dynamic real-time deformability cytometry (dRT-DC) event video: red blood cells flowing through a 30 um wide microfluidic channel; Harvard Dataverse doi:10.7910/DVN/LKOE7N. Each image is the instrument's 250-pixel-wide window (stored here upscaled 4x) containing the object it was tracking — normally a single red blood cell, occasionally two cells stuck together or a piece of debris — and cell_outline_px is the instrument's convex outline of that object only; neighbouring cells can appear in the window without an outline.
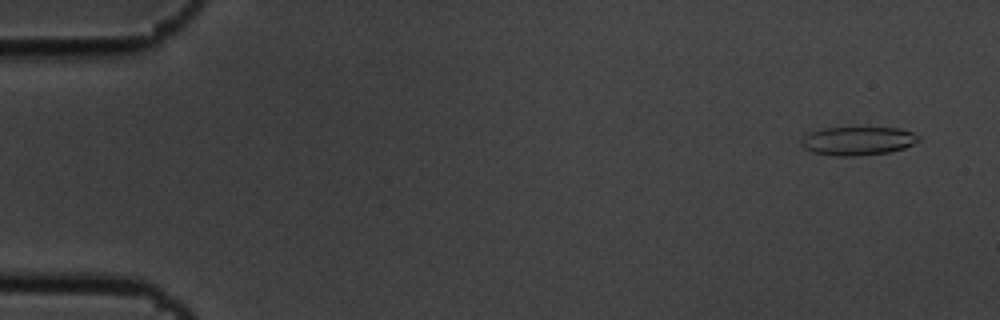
{"species": "common noctule bat (a hibernating species)", "species_latin": "Nyctalus noctula", "temperature_condition": "cold", "stored_images_in_passage": 5, "camera_frame_rate_fps": 3000, "um_per_image_px": 0.085, "animal": {"sex": "male", "body_mass_g": 19.5, "forearm_length_mm": 54.6}, "frame": {"image": 1, "passage_image": 1, "time_ms": 0.0, "image_size_px": [1000, 320], "cell_outline_px": [[920, 140], [904, 148], [888, 152], [856, 156], [832, 156], [812, 152], [804, 148], [800, 144], [800, 140], [804, 136], [812, 132], [824, 128], [900, 128], [912, 132], [920, 136]], "centroid_in_image_um": [72.9, 11.98], "position_along_channel_um": 12.1, "area_um2": 19.48}}
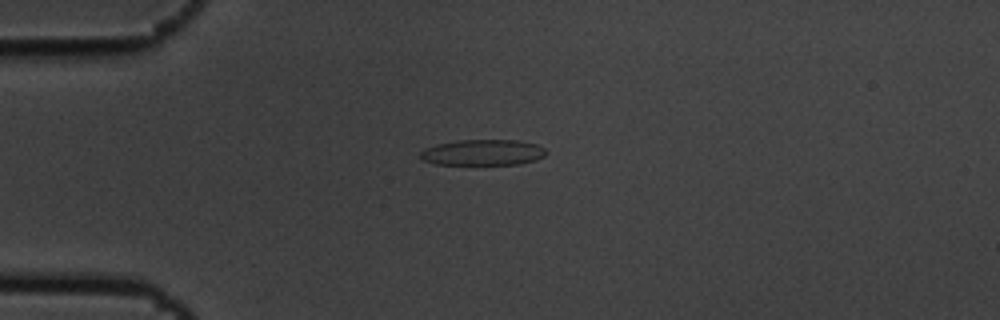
{"frame": {"image": 2, "passage_image": 4, "time_ms": 1.0, "image_size_px": [1000, 320], "cell_outline_px": [[548, 152], [544, 156], [536, 160], [520, 164], [436, 164], [424, 160], [420, 156], [420, 152], [424, 148], [436, 144], [456, 140], [520, 140], [536, 144], [544, 148]], "centroid_in_image_um": [41.06, 12.95], "position_along_channel_um": 43.9, "area_um2": 19.02}}